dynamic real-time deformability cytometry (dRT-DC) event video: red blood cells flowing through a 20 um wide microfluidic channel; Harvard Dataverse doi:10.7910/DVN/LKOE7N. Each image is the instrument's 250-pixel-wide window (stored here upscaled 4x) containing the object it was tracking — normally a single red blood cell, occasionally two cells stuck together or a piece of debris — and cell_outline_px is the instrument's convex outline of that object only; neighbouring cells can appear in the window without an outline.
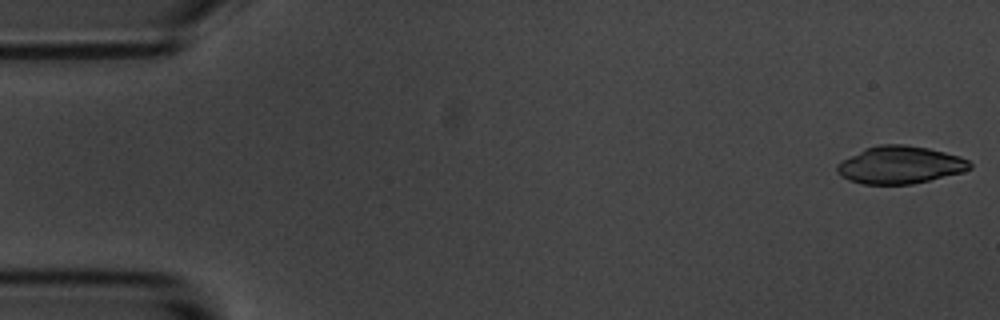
{"species": "common noctule bat (a hibernating species)", "species_latin": "Nyctalus noctula", "temperature_condition": "room temperature", "stored_images_in_passage": 4, "camera_frame_rate_fps": 3000, "um_per_image_px": 0.085, "animal": {"sex": "male", "body_mass_g": 20.1, "forearm_length_mm": 53.5}, "frame": {"image": 1, "passage_image": 1, "time_ms": 0.0, "image_size_px": [1000, 320], "cell_outline_px": [[972, 168], [964, 172], [912, 184], [864, 184], [848, 180], [840, 176], [836, 172], [836, 164], [864, 148], [880, 144], [904, 144], [928, 148], [960, 156], [968, 160], [972, 164]], "centroid_in_image_um": [76.5, 14.02], "position_along_channel_um": 8.5, "area_um2": 29.19}}